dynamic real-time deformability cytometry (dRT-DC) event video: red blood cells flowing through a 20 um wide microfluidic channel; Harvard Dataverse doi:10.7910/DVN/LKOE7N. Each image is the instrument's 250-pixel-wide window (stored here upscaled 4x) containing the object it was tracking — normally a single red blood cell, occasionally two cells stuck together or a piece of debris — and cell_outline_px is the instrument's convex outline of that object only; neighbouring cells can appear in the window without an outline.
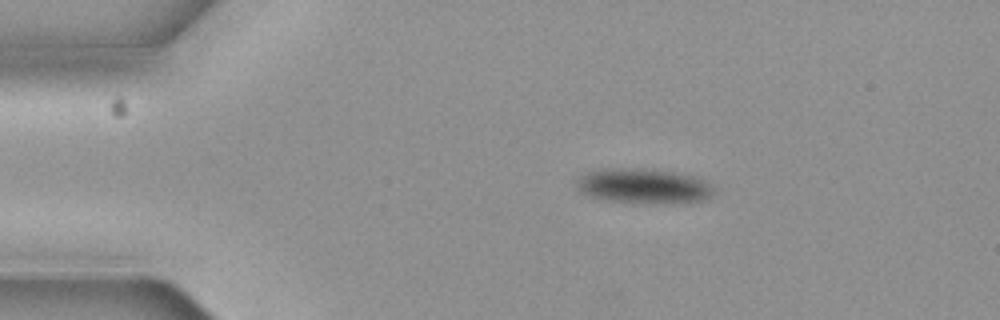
{"species": "common noctule bat (a hibernating species)", "species_latin": "Nyctalus noctula", "temperature_condition": "cold", "stored_images_in_passage": 7, "camera_frame_rate_fps": 3000, "um_per_image_px": 0.085, "animal": {"sex": "female", "body_mass_g": 19.3, "forearm_length_mm": 54.1}, "frame": {"image": 1, "passage_image": 1, "time_ms": 0.0, "image_size_px": [1000, 320], "cell_outline_px": [[716, 192], [708, 200], [604, 200], [588, 196], [580, 192], [576, 188], [576, 180], [580, 176], [588, 172], [604, 168], [632, 168], [672, 172], [692, 176], [704, 180], [716, 188]], "centroid_in_image_um": [54.65, 15.76], "position_along_channel_um": 30.4, "area_um2": 26.7}}
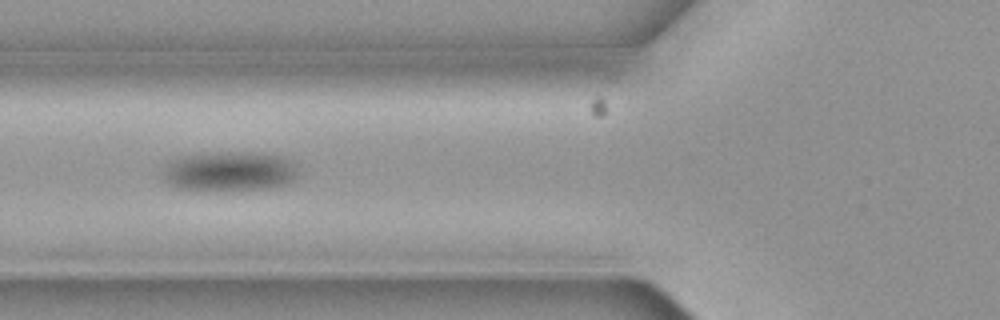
{"frame": {"image": 2, "passage_image": 4, "time_ms": 1.0, "image_size_px": [1000, 320], "cell_outline_px": [[296, 176], [288, 184], [272, 188], [172, 188], [160, 180], [160, 176], [168, 164], [172, 160], [184, 156], [216, 152], [260, 152], [280, 156], [288, 160], [296, 168]], "centroid_in_image_um": [19.46, 14.54], "position_along_channel_um": 106.3, "area_um2": 30.69}}
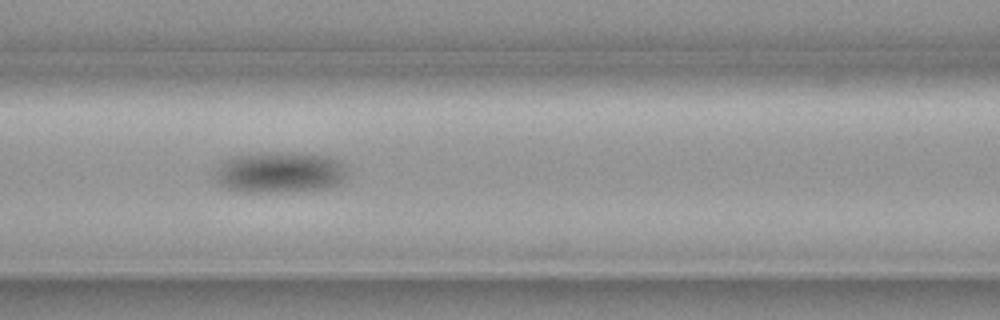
{"frame": {"image": 3, "passage_image": 5, "time_ms": 1.333, "image_size_px": [1000, 320], "cell_outline_px": [[348, 172], [344, 180], [340, 184], [328, 188], [280, 192], [240, 192], [228, 188], [220, 184], [212, 176], [220, 164], [224, 160], [236, 156], [260, 152], [292, 152], [332, 156], [340, 160], [348, 168]], "centroid_in_image_um": [23.82, 14.64], "position_along_channel_um": 142.8, "area_um2": 32.31}}